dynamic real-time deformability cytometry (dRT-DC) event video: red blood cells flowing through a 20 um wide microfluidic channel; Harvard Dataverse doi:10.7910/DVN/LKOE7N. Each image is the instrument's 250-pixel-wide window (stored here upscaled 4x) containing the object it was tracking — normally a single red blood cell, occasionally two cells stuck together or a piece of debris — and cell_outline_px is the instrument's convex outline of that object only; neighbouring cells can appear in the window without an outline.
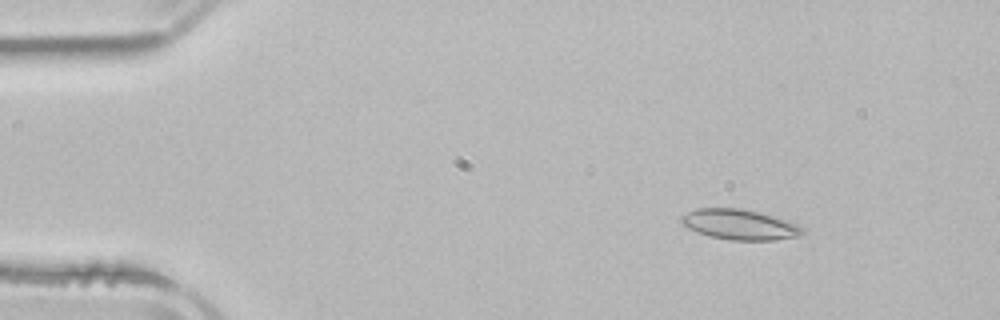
{"species": "common noctule bat (a hibernating species)", "species_latin": "Nyctalus noctula", "temperature_condition": "room temperature", "stored_images_in_passage": 4, "camera_frame_rate_fps": 3000, "um_per_image_px": 0.085, "animal": {"sex": "male", "body_mass_g": 21.5, "forearm_length_mm": 52.0}, "frame": {"image": 1, "passage_image": 2, "time_ms": 1.333, "image_size_px": [1000, 320], "cell_outline_px": [[804, 232], [800, 236], [772, 240], [732, 240], [708, 236], [688, 228], [680, 224], [680, 216], [696, 208], [740, 208], [760, 212], [788, 220], [804, 228]], "centroid_in_image_um": [62.85, 19.08], "position_along_channel_um": 22.1, "area_um2": 21.56}}